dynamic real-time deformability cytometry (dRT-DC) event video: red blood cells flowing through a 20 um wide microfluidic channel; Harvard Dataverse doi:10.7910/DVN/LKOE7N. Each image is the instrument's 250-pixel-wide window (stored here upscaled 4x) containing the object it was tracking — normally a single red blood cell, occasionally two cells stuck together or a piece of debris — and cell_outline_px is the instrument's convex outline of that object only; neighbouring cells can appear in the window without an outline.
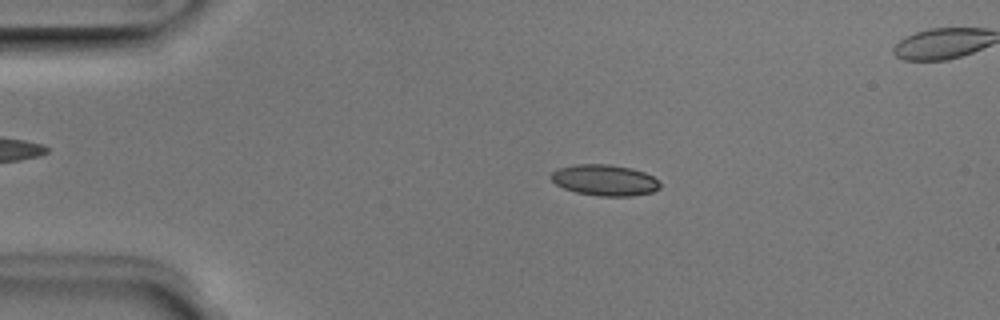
{"species": "Egyptian fruit bat (a non-hibernating species)", "species_latin": "Rousettus aegyptiacus", "temperature_condition": "room temperature", "stored_images_in_passage": 51, "segment_of_instrument_passage": [1, 2], "camera_frame_rate_fps": 3000, "um_per_image_px": 0.085, "animal": {"sex": "male"}, "frame": {"image": 1, "passage_image": 10, "time_ms": 3.0, "image_size_px": [1000, 320], "cell_outline_px": [[660, 188], [652, 192], [632, 196], [596, 196], [576, 192], [564, 188], [556, 184], [548, 176], [556, 168], [572, 164], [608, 164], [632, 168], [644, 172], [652, 176], [660, 184]], "centroid_in_image_um": [51.35, 15.3], "position_along_channel_um": 33.6, "area_um2": 19.88}}
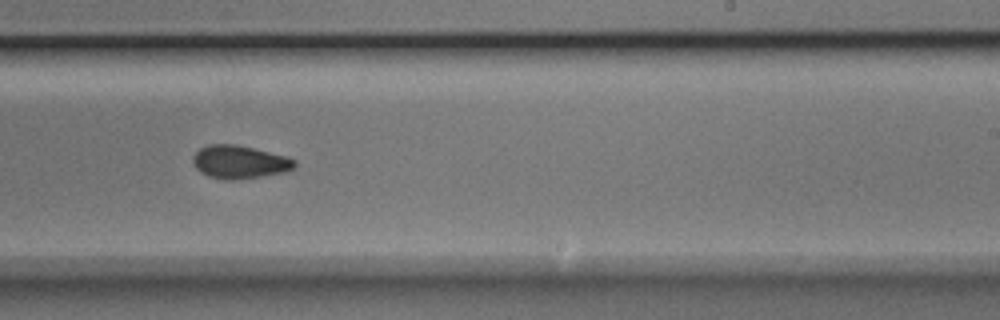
{"frame": {"image": 2, "passage_image": 31, "time_ms": 10.0, "image_size_px": [1000, 320], "cell_outline_px": [[296, 164], [292, 168], [284, 172], [260, 176], [232, 180], [224, 180], [208, 176], [200, 172], [196, 168], [192, 160], [192, 156], [200, 148], [208, 144], [236, 144], [288, 156], [296, 160]], "centroid_in_image_um": [20.34, 13.76], "position_along_channel_um": 268.7, "area_um2": 19.65}}
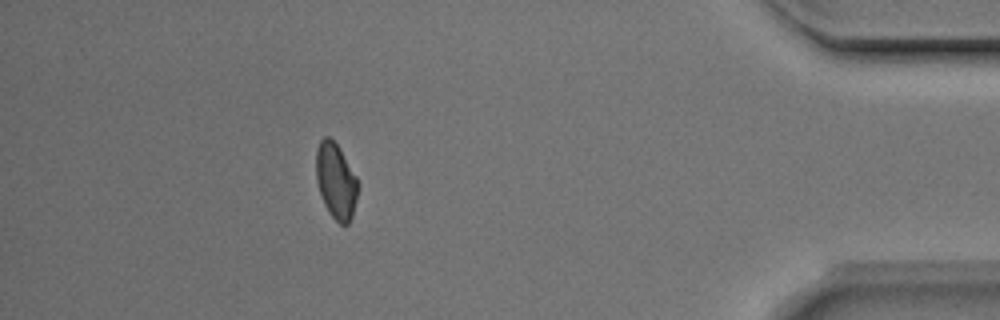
{"frame": {"image": 3, "passage_image": 45, "time_ms": 14.667, "image_size_px": [1000, 320], "cell_outline_px": [[360, 184], [352, 216], [348, 224], [340, 224], [328, 212], [324, 204], [316, 180], [316, 148], [320, 140], [324, 136], [328, 136], [336, 144], [356, 176]], "centroid_in_image_um": [28.55, 15.39], "position_along_channel_um": 406.6, "area_um2": 18.38}}